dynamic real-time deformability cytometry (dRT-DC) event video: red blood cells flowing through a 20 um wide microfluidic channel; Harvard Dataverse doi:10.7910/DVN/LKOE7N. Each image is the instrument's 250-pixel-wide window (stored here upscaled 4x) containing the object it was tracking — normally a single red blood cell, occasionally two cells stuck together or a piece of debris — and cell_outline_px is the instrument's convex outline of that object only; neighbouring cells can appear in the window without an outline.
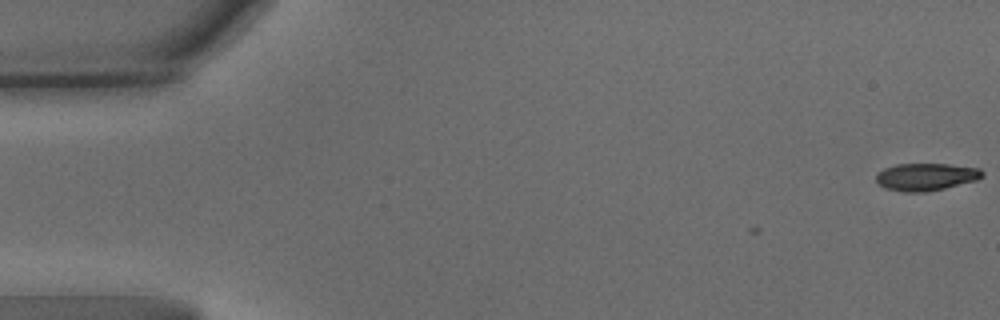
{"species": "common noctule bat (a hibernating species)", "species_latin": "Nyctalus noctula", "temperature_condition": "warm", "stored_images_in_passage": 3, "camera_frame_rate_fps": 3000, "um_per_image_px": 0.085, "animal": {"sex": "male", "body_mass_g": 15.6}, "frame": {"image": 1, "passage_image": 1, "time_ms": 0.0, "image_size_px": [1000, 320], "cell_outline_px": [[984, 176], [976, 180], [944, 188], [924, 192], [904, 192], [884, 188], [876, 184], [876, 172], [884, 168], [896, 164], [948, 164], [980, 168], [984, 172]], "centroid_in_image_um": [78.67, 15.03], "position_along_channel_um": 6.3, "area_um2": 17.11}}